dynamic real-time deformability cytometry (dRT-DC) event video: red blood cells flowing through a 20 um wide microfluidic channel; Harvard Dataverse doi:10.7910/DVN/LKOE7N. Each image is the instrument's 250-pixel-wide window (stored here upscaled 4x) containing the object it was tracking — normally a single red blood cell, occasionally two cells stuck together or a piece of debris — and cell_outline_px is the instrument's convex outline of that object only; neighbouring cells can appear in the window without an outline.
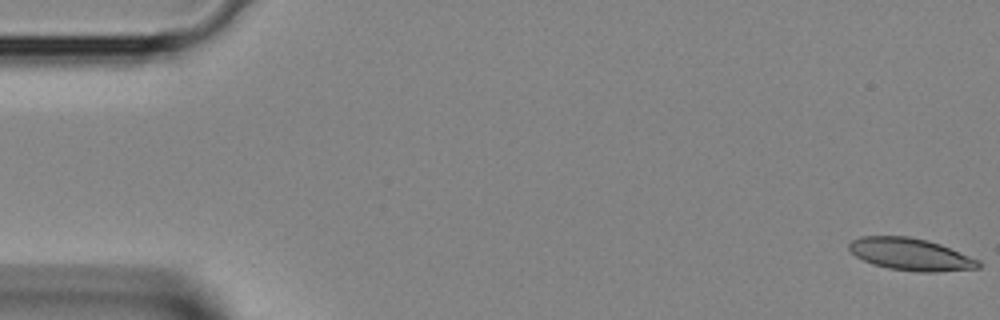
{"species": "Egyptian fruit bat (a non-hibernating species)", "species_latin": "Rousettus aegyptiacus", "temperature_condition": "room temperature", "stored_images_in_passage": 40, "camera_frame_rate_fps": 3000, "um_per_image_px": 0.085, "animal": {"sex": "female"}, "frame": {"image": 1, "passage_image": 1, "time_ms": 0.0, "image_size_px": [1000, 320], "cell_outline_px": [[980, 268], [936, 272], [920, 272], [888, 268], [872, 264], [856, 256], [848, 248], [848, 244], [852, 240], [860, 236], [908, 236], [928, 240], [940, 244], [980, 260]], "centroid_in_image_um": [77.4, 21.61], "position_along_channel_um": 7.6, "area_um2": 24.28}}
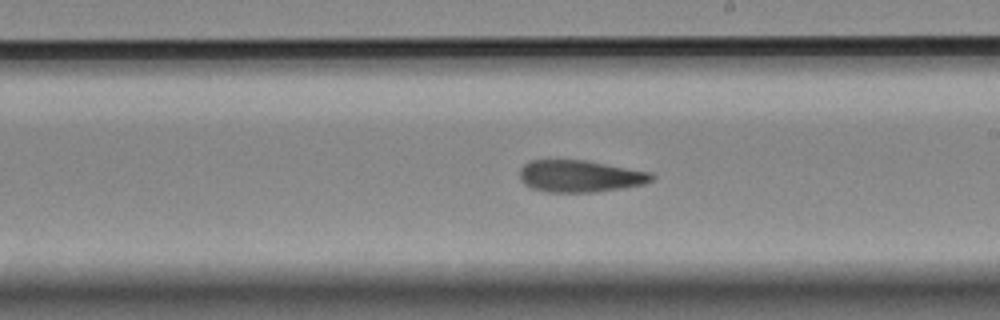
{"frame": {"image": 2, "passage_image": 23, "time_ms": 7.333, "image_size_px": [1000, 320], "cell_outline_px": [[656, 176], [652, 180], [644, 184], [596, 192], [544, 192], [532, 188], [524, 184], [520, 180], [520, 168], [528, 160], [588, 160], [652, 172]], "centroid_in_image_um": [49.3, 14.96], "position_along_channel_um": 239.7, "area_um2": 24.85}}
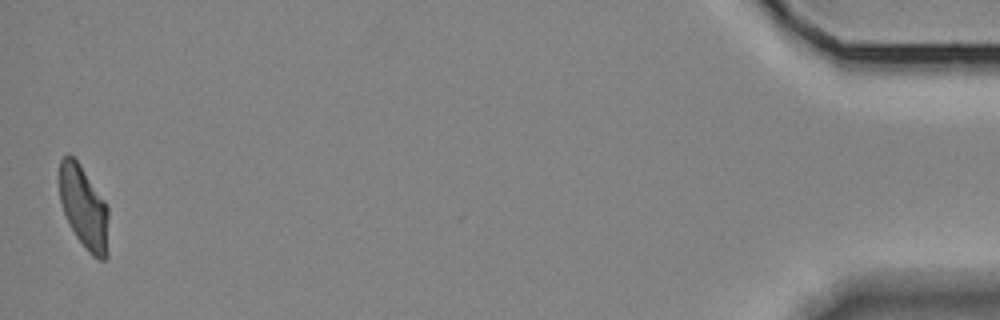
{"frame": {"image": 3, "passage_image": 40, "time_ms": 13.0, "image_size_px": [1000, 320], "cell_outline_px": [[108, 256], [104, 260], [100, 260], [92, 256], [88, 252], [76, 236], [64, 212], [60, 200], [60, 160], [68, 152], [80, 164], [104, 200], [108, 208]], "centroid_in_image_um": [7.15, 17.66], "position_along_channel_um": 428.1, "area_um2": 23.58}}